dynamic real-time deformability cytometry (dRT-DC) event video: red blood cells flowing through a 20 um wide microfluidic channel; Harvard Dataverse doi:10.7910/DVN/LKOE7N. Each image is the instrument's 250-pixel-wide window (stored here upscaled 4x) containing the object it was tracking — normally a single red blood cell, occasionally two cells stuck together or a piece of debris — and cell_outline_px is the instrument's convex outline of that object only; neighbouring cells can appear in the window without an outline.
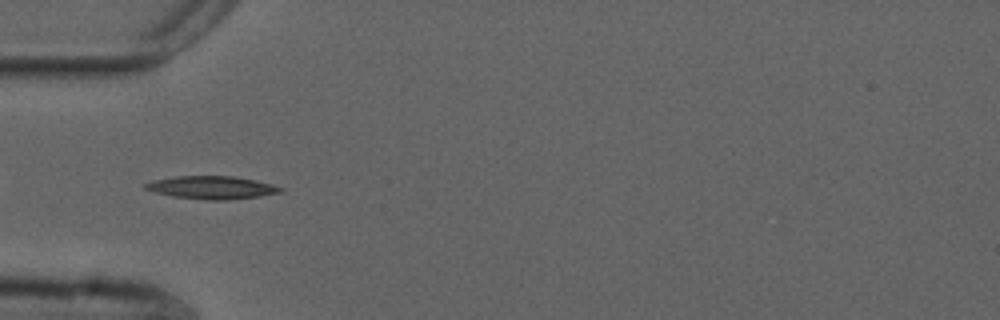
{"species": "common noctule bat (a hibernating species)", "species_latin": "Nyctalus noctula", "temperature_condition": "cold", "stored_images_in_passage": 39, "camera_frame_rate_fps": 3000, "um_per_image_px": 0.085, "animal": {"sex": "male", "forearm_length_mm": 52.5}, "frame": {"image": 1, "passage_image": 2, "time_ms": 0.333, "image_size_px": [1000, 320], "cell_outline_px": [[284, 192], [260, 196], [228, 200], [208, 200], [172, 196], [156, 192], [144, 188], [144, 184], [152, 180], [176, 176], [232, 176], [256, 180], [272, 184], [284, 188]], "centroid_in_image_um": [18.04, 15.94], "position_along_channel_um": 67.0, "area_um2": 18.09}}
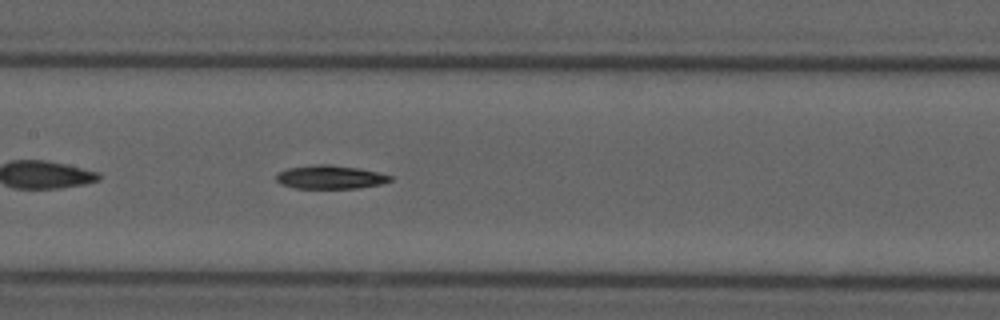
{"frame": {"image": 2, "passage_image": 11, "time_ms": 3.333, "image_size_px": [1000, 320], "cell_outline_px": [[392, 180], [380, 184], [360, 188], [296, 188], [280, 184], [276, 180], [276, 172], [288, 168], [312, 164], [328, 164], [360, 168], [392, 176]], "centroid_in_image_um": [28.03, 15.05], "position_along_channel_um": 179.4, "area_um2": 15.72}}
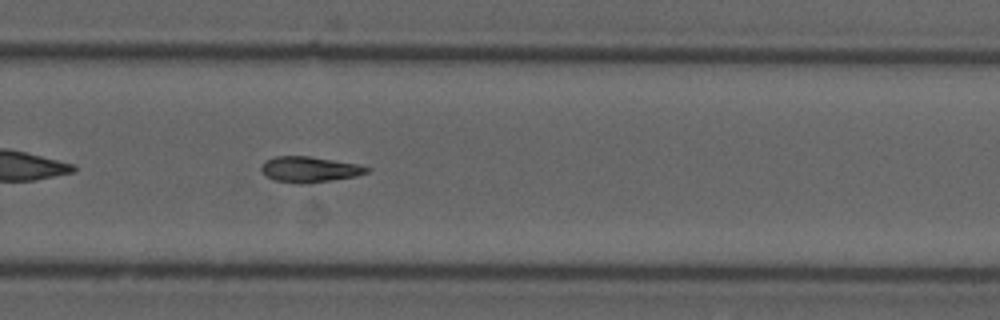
{"frame": {"image": 3, "passage_image": 21, "time_ms": 6.667, "image_size_px": [1000, 320], "cell_outline_px": [[372, 168], [368, 172], [356, 176], [332, 180], [304, 184], [296, 184], [276, 180], [268, 176], [260, 168], [260, 164], [264, 160], [272, 156], [308, 156], [356, 164]], "centroid_in_image_um": [26.28, 14.39], "position_along_channel_um": 303.5, "area_um2": 15.78}, "authors_computed_cell_mechanics": {"area_um2": 15.9528, "velocity_mm_per_s": 3.7472, "shape_relaxation_time_tau1_ms": 6.7868, "shape_relaxation_time_tau2_ms": null, "deformation_change_tau1": 0.1474, "deformation_change_tau2": null}}